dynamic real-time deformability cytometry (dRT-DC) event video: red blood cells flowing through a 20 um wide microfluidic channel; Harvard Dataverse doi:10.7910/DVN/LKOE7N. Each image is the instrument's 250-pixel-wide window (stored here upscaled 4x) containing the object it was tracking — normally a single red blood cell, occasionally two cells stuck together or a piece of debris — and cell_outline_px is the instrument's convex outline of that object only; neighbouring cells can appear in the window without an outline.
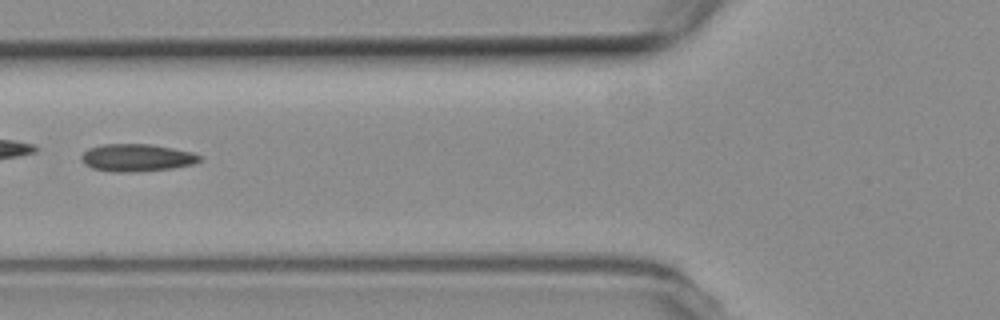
{"species": "common noctule bat (a hibernating species)", "species_latin": "Nyctalus noctula", "temperature_condition": "room temperature", "stored_images_in_passage": 7, "camera_frame_rate_fps": 3000, "um_per_image_px": 0.085, "animal": {"sex": "female", "body_mass_g": 19.3, "forearm_length_mm": 54.1}, "frame": {"image": 1, "passage_image": 7, "time_ms": 7.0, "image_size_px": [1000, 320], "cell_outline_px": [[200, 160], [196, 164], [172, 168], [136, 172], [112, 172], [92, 168], [84, 164], [80, 156], [88, 148], [104, 144], [148, 144], [172, 148], [192, 152], [200, 156]], "centroid_in_image_um": [11.61, 13.41], "position_along_channel_um": 114.2, "area_um2": 18.96}}